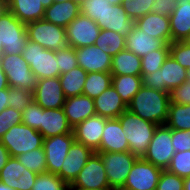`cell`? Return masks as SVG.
<instances>
[{
	"mask_svg": "<svg viewBox=\"0 0 190 190\" xmlns=\"http://www.w3.org/2000/svg\"><path fill=\"white\" fill-rule=\"evenodd\" d=\"M169 104V93L142 86L127 105V109L144 120L164 125L168 119Z\"/></svg>",
	"mask_w": 190,
	"mask_h": 190,
	"instance_id": "obj_1",
	"label": "cell"
},
{
	"mask_svg": "<svg viewBox=\"0 0 190 190\" xmlns=\"http://www.w3.org/2000/svg\"><path fill=\"white\" fill-rule=\"evenodd\" d=\"M118 120L126 134L129 151L138 158L143 157L158 125L142 119L128 109L118 117Z\"/></svg>",
	"mask_w": 190,
	"mask_h": 190,
	"instance_id": "obj_2",
	"label": "cell"
},
{
	"mask_svg": "<svg viewBox=\"0 0 190 190\" xmlns=\"http://www.w3.org/2000/svg\"><path fill=\"white\" fill-rule=\"evenodd\" d=\"M186 79L187 69L169 54L159 70L142 76V86L170 93L173 88L179 87Z\"/></svg>",
	"mask_w": 190,
	"mask_h": 190,
	"instance_id": "obj_3",
	"label": "cell"
},
{
	"mask_svg": "<svg viewBox=\"0 0 190 190\" xmlns=\"http://www.w3.org/2000/svg\"><path fill=\"white\" fill-rule=\"evenodd\" d=\"M10 157L43 147L44 137L33 128L21 123L12 126L0 139Z\"/></svg>",
	"mask_w": 190,
	"mask_h": 190,
	"instance_id": "obj_4",
	"label": "cell"
},
{
	"mask_svg": "<svg viewBox=\"0 0 190 190\" xmlns=\"http://www.w3.org/2000/svg\"><path fill=\"white\" fill-rule=\"evenodd\" d=\"M22 55L38 79L59 77L60 68L57 66L55 51L28 39Z\"/></svg>",
	"mask_w": 190,
	"mask_h": 190,
	"instance_id": "obj_5",
	"label": "cell"
},
{
	"mask_svg": "<svg viewBox=\"0 0 190 190\" xmlns=\"http://www.w3.org/2000/svg\"><path fill=\"white\" fill-rule=\"evenodd\" d=\"M0 64L6 74L9 87L34 90L39 79L33 74L22 54H1Z\"/></svg>",
	"mask_w": 190,
	"mask_h": 190,
	"instance_id": "obj_6",
	"label": "cell"
},
{
	"mask_svg": "<svg viewBox=\"0 0 190 190\" xmlns=\"http://www.w3.org/2000/svg\"><path fill=\"white\" fill-rule=\"evenodd\" d=\"M27 40L26 24L19 21L10 11L0 17L1 54H23Z\"/></svg>",
	"mask_w": 190,
	"mask_h": 190,
	"instance_id": "obj_7",
	"label": "cell"
},
{
	"mask_svg": "<svg viewBox=\"0 0 190 190\" xmlns=\"http://www.w3.org/2000/svg\"><path fill=\"white\" fill-rule=\"evenodd\" d=\"M101 156L105 172L112 190H121L137 156L130 151L125 152H96Z\"/></svg>",
	"mask_w": 190,
	"mask_h": 190,
	"instance_id": "obj_8",
	"label": "cell"
},
{
	"mask_svg": "<svg viewBox=\"0 0 190 190\" xmlns=\"http://www.w3.org/2000/svg\"><path fill=\"white\" fill-rule=\"evenodd\" d=\"M28 39L45 49L57 51L67 46L65 28L40 19L26 24Z\"/></svg>",
	"mask_w": 190,
	"mask_h": 190,
	"instance_id": "obj_9",
	"label": "cell"
},
{
	"mask_svg": "<svg viewBox=\"0 0 190 190\" xmlns=\"http://www.w3.org/2000/svg\"><path fill=\"white\" fill-rule=\"evenodd\" d=\"M174 154L175 151L172 145L171 128L166 124L158 125L147 151L142 158L149 163H152L154 166L166 170L169 167Z\"/></svg>",
	"mask_w": 190,
	"mask_h": 190,
	"instance_id": "obj_10",
	"label": "cell"
},
{
	"mask_svg": "<svg viewBox=\"0 0 190 190\" xmlns=\"http://www.w3.org/2000/svg\"><path fill=\"white\" fill-rule=\"evenodd\" d=\"M69 189H111L101 156L94 152Z\"/></svg>",
	"mask_w": 190,
	"mask_h": 190,
	"instance_id": "obj_11",
	"label": "cell"
},
{
	"mask_svg": "<svg viewBox=\"0 0 190 190\" xmlns=\"http://www.w3.org/2000/svg\"><path fill=\"white\" fill-rule=\"evenodd\" d=\"M162 169L137 158L121 190H156Z\"/></svg>",
	"mask_w": 190,
	"mask_h": 190,
	"instance_id": "obj_12",
	"label": "cell"
},
{
	"mask_svg": "<svg viewBox=\"0 0 190 190\" xmlns=\"http://www.w3.org/2000/svg\"><path fill=\"white\" fill-rule=\"evenodd\" d=\"M101 28L89 17L80 13L66 28L67 45L74 49L94 45Z\"/></svg>",
	"mask_w": 190,
	"mask_h": 190,
	"instance_id": "obj_13",
	"label": "cell"
},
{
	"mask_svg": "<svg viewBox=\"0 0 190 190\" xmlns=\"http://www.w3.org/2000/svg\"><path fill=\"white\" fill-rule=\"evenodd\" d=\"M75 141L73 133L44 138L43 149L46 156L47 172L58 174L68 154V150Z\"/></svg>",
	"mask_w": 190,
	"mask_h": 190,
	"instance_id": "obj_14",
	"label": "cell"
},
{
	"mask_svg": "<svg viewBox=\"0 0 190 190\" xmlns=\"http://www.w3.org/2000/svg\"><path fill=\"white\" fill-rule=\"evenodd\" d=\"M33 100L43 109L63 108L66 97L59 77L39 79L33 90Z\"/></svg>",
	"mask_w": 190,
	"mask_h": 190,
	"instance_id": "obj_15",
	"label": "cell"
},
{
	"mask_svg": "<svg viewBox=\"0 0 190 190\" xmlns=\"http://www.w3.org/2000/svg\"><path fill=\"white\" fill-rule=\"evenodd\" d=\"M93 153L88 146L74 141L57 175L70 186Z\"/></svg>",
	"mask_w": 190,
	"mask_h": 190,
	"instance_id": "obj_16",
	"label": "cell"
},
{
	"mask_svg": "<svg viewBox=\"0 0 190 190\" xmlns=\"http://www.w3.org/2000/svg\"><path fill=\"white\" fill-rule=\"evenodd\" d=\"M38 174L25 168L16 157H10L0 171V181L15 190H31Z\"/></svg>",
	"mask_w": 190,
	"mask_h": 190,
	"instance_id": "obj_17",
	"label": "cell"
},
{
	"mask_svg": "<svg viewBox=\"0 0 190 190\" xmlns=\"http://www.w3.org/2000/svg\"><path fill=\"white\" fill-rule=\"evenodd\" d=\"M107 119L99 115H94L76 125L72 128L75 141L88 146L96 152L100 148Z\"/></svg>",
	"mask_w": 190,
	"mask_h": 190,
	"instance_id": "obj_18",
	"label": "cell"
},
{
	"mask_svg": "<svg viewBox=\"0 0 190 190\" xmlns=\"http://www.w3.org/2000/svg\"><path fill=\"white\" fill-rule=\"evenodd\" d=\"M77 64L87 73L110 72L112 67V56L105 53L96 45L84 46L75 49Z\"/></svg>",
	"mask_w": 190,
	"mask_h": 190,
	"instance_id": "obj_19",
	"label": "cell"
},
{
	"mask_svg": "<svg viewBox=\"0 0 190 190\" xmlns=\"http://www.w3.org/2000/svg\"><path fill=\"white\" fill-rule=\"evenodd\" d=\"M53 0H8V10L22 23L28 24L43 19L45 8Z\"/></svg>",
	"mask_w": 190,
	"mask_h": 190,
	"instance_id": "obj_20",
	"label": "cell"
},
{
	"mask_svg": "<svg viewBox=\"0 0 190 190\" xmlns=\"http://www.w3.org/2000/svg\"><path fill=\"white\" fill-rule=\"evenodd\" d=\"M63 110L72 128L85 119L96 115L94 99L84 94L67 97L63 105Z\"/></svg>",
	"mask_w": 190,
	"mask_h": 190,
	"instance_id": "obj_21",
	"label": "cell"
},
{
	"mask_svg": "<svg viewBox=\"0 0 190 190\" xmlns=\"http://www.w3.org/2000/svg\"><path fill=\"white\" fill-rule=\"evenodd\" d=\"M129 151V143L118 118L107 119L103 130L100 148L96 152Z\"/></svg>",
	"mask_w": 190,
	"mask_h": 190,
	"instance_id": "obj_22",
	"label": "cell"
},
{
	"mask_svg": "<svg viewBox=\"0 0 190 190\" xmlns=\"http://www.w3.org/2000/svg\"><path fill=\"white\" fill-rule=\"evenodd\" d=\"M38 131L44 138L73 133L63 108L43 109L41 107L40 129Z\"/></svg>",
	"mask_w": 190,
	"mask_h": 190,
	"instance_id": "obj_23",
	"label": "cell"
},
{
	"mask_svg": "<svg viewBox=\"0 0 190 190\" xmlns=\"http://www.w3.org/2000/svg\"><path fill=\"white\" fill-rule=\"evenodd\" d=\"M135 25L149 36L171 44L170 19L150 12L135 21Z\"/></svg>",
	"mask_w": 190,
	"mask_h": 190,
	"instance_id": "obj_24",
	"label": "cell"
},
{
	"mask_svg": "<svg viewBox=\"0 0 190 190\" xmlns=\"http://www.w3.org/2000/svg\"><path fill=\"white\" fill-rule=\"evenodd\" d=\"M171 43L184 41L190 36V0H178L169 16Z\"/></svg>",
	"mask_w": 190,
	"mask_h": 190,
	"instance_id": "obj_25",
	"label": "cell"
},
{
	"mask_svg": "<svg viewBox=\"0 0 190 190\" xmlns=\"http://www.w3.org/2000/svg\"><path fill=\"white\" fill-rule=\"evenodd\" d=\"M96 115L105 118H118L125 110L127 105L121 99L113 85L111 84L103 93L94 99Z\"/></svg>",
	"mask_w": 190,
	"mask_h": 190,
	"instance_id": "obj_26",
	"label": "cell"
},
{
	"mask_svg": "<svg viewBox=\"0 0 190 190\" xmlns=\"http://www.w3.org/2000/svg\"><path fill=\"white\" fill-rule=\"evenodd\" d=\"M135 21L130 19L122 4L108 7L103 14V29L119 33L127 37L132 31Z\"/></svg>",
	"mask_w": 190,
	"mask_h": 190,
	"instance_id": "obj_27",
	"label": "cell"
},
{
	"mask_svg": "<svg viewBox=\"0 0 190 190\" xmlns=\"http://www.w3.org/2000/svg\"><path fill=\"white\" fill-rule=\"evenodd\" d=\"M165 44L163 40L144 33L136 25L133 26L131 33L126 37V49L140 58L150 51L161 49Z\"/></svg>",
	"mask_w": 190,
	"mask_h": 190,
	"instance_id": "obj_28",
	"label": "cell"
},
{
	"mask_svg": "<svg viewBox=\"0 0 190 190\" xmlns=\"http://www.w3.org/2000/svg\"><path fill=\"white\" fill-rule=\"evenodd\" d=\"M80 13V5L69 0L45 8L43 19L66 28Z\"/></svg>",
	"mask_w": 190,
	"mask_h": 190,
	"instance_id": "obj_29",
	"label": "cell"
},
{
	"mask_svg": "<svg viewBox=\"0 0 190 190\" xmlns=\"http://www.w3.org/2000/svg\"><path fill=\"white\" fill-rule=\"evenodd\" d=\"M112 75L141 76V58L124 49L112 57Z\"/></svg>",
	"mask_w": 190,
	"mask_h": 190,
	"instance_id": "obj_30",
	"label": "cell"
},
{
	"mask_svg": "<svg viewBox=\"0 0 190 190\" xmlns=\"http://www.w3.org/2000/svg\"><path fill=\"white\" fill-rule=\"evenodd\" d=\"M87 74L86 71L77 66L69 72L59 75L61 88L66 98L78 96L83 93Z\"/></svg>",
	"mask_w": 190,
	"mask_h": 190,
	"instance_id": "obj_31",
	"label": "cell"
},
{
	"mask_svg": "<svg viewBox=\"0 0 190 190\" xmlns=\"http://www.w3.org/2000/svg\"><path fill=\"white\" fill-rule=\"evenodd\" d=\"M112 85L128 105L142 87V76L112 75Z\"/></svg>",
	"mask_w": 190,
	"mask_h": 190,
	"instance_id": "obj_32",
	"label": "cell"
},
{
	"mask_svg": "<svg viewBox=\"0 0 190 190\" xmlns=\"http://www.w3.org/2000/svg\"><path fill=\"white\" fill-rule=\"evenodd\" d=\"M112 84V74L110 72H90L84 84V95L95 99Z\"/></svg>",
	"mask_w": 190,
	"mask_h": 190,
	"instance_id": "obj_33",
	"label": "cell"
},
{
	"mask_svg": "<svg viewBox=\"0 0 190 190\" xmlns=\"http://www.w3.org/2000/svg\"><path fill=\"white\" fill-rule=\"evenodd\" d=\"M94 45L113 57L118 52L126 49V37L113 31L101 29Z\"/></svg>",
	"mask_w": 190,
	"mask_h": 190,
	"instance_id": "obj_34",
	"label": "cell"
},
{
	"mask_svg": "<svg viewBox=\"0 0 190 190\" xmlns=\"http://www.w3.org/2000/svg\"><path fill=\"white\" fill-rule=\"evenodd\" d=\"M166 125L175 130H189L190 104L178 105L170 102Z\"/></svg>",
	"mask_w": 190,
	"mask_h": 190,
	"instance_id": "obj_35",
	"label": "cell"
},
{
	"mask_svg": "<svg viewBox=\"0 0 190 190\" xmlns=\"http://www.w3.org/2000/svg\"><path fill=\"white\" fill-rule=\"evenodd\" d=\"M169 55V44H165L161 49L150 51L141 57V76L154 73L164 64Z\"/></svg>",
	"mask_w": 190,
	"mask_h": 190,
	"instance_id": "obj_36",
	"label": "cell"
},
{
	"mask_svg": "<svg viewBox=\"0 0 190 190\" xmlns=\"http://www.w3.org/2000/svg\"><path fill=\"white\" fill-rule=\"evenodd\" d=\"M28 170L41 174L47 172L46 156L43 147L16 156Z\"/></svg>",
	"mask_w": 190,
	"mask_h": 190,
	"instance_id": "obj_37",
	"label": "cell"
},
{
	"mask_svg": "<svg viewBox=\"0 0 190 190\" xmlns=\"http://www.w3.org/2000/svg\"><path fill=\"white\" fill-rule=\"evenodd\" d=\"M111 6L107 0H86L80 5V12L103 29V14Z\"/></svg>",
	"mask_w": 190,
	"mask_h": 190,
	"instance_id": "obj_38",
	"label": "cell"
},
{
	"mask_svg": "<svg viewBox=\"0 0 190 190\" xmlns=\"http://www.w3.org/2000/svg\"><path fill=\"white\" fill-rule=\"evenodd\" d=\"M69 187L57 174L43 172L38 174L31 190H69Z\"/></svg>",
	"mask_w": 190,
	"mask_h": 190,
	"instance_id": "obj_39",
	"label": "cell"
},
{
	"mask_svg": "<svg viewBox=\"0 0 190 190\" xmlns=\"http://www.w3.org/2000/svg\"><path fill=\"white\" fill-rule=\"evenodd\" d=\"M7 98L9 99L8 107L21 112L34 101L33 91L19 87H9Z\"/></svg>",
	"mask_w": 190,
	"mask_h": 190,
	"instance_id": "obj_40",
	"label": "cell"
},
{
	"mask_svg": "<svg viewBox=\"0 0 190 190\" xmlns=\"http://www.w3.org/2000/svg\"><path fill=\"white\" fill-rule=\"evenodd\" d=\"M154 0H124L122 7L128 17L134 21L152 12Z\"/></svg>",
	"mask_w": 190,
	"mask_h": 190,
	"instance_id": "obj_41",
	"label": "cell"
},
{
	"mask_svg": "<svg viewBox=\"0 0 190 190\" xmlns=\"http://www.w3.org/2000/svg\"><path fill=\"white\" fill-rule=\"evenodd\" d=\"M167 170L179 177L190 176V151L175 152Z\"/></svg>",
	"mask_w": 190,
	"mask_h": 190,
	"instance_id": "obj_42",
	"label": "cell"
},
{
	"mask_svg": "<svg viewBox=\"0 0 190 190\" xmlns=\"http://www.w3.org/2000/svg\"><path fill=\"white\" fill-rule=\"evenodd\" d=\"M55 57L58 63L57 66L60 68V75L69 72L78 66L76 51L71 46L67 45L64 48L55 51Z\"/></svg>",
	"mask_w": 190,
	"mask_h": 190,
	"instance_id": "obj_43",
	"label": "cell"
},
{
	"mask_svg": "<svg viewBox=\"0 0 190 190\" xmlns=\"http://www.w3.org/2000/svg\"><path fill=\"white\" fill-rule=\"evenodd\" d=\"M169 54L185 69H190V47L183 41L169 44Z\"/></svg>",
	"mask_w": 190,
	"mask_h": 190,
	"instance_id": "obj_44",
	"label": "cell"
},
{
	"mask_svg": "<svg viewBox=\"0 0 190 190\" xmlns=\"http://www.w3.org/2000/svg\"><path fill=\"white\" fill-rule=\"evenodd\" d=\"M22 123L21 111L7 107L0 113V139L14 125Z\"/></svg>",
	"mask_w": 190,
	"mask_h": 190,
	"instance_id": "obj_45",
	"label": "cell"
},
{
	"mask_svg": "<svg viewBox=\"0 0 190 190\" xmlns=\"http://www.w3.org/2000/svg\"><path fill=\"white\" fill-rule=\"evenodd\" d=\"M184 178L162 170L156 190H183Z\"/></svg>",
	"mask_w": 190,
	"mask_h": 190,
	"instance_id": "obj_46",
	"label": "cell"
},
{
	"mask_svg": "<svg viewBox=\"0 0 190 190\" xmlns=\"http://www.w3.org/2000/svg\"><path fill=\"white\" fill-rule=\"evenodd\" d=\"M22 123L30 128L39 130L41 119V106L35 101L30 103L24 111L21 112Z\"/></svg>",
	"mask_w": 190,
	"mask_h": 190,
	"instance_id": "obj_47",
	"label": "cell"
},
{
	"mask_svg": "<svg viewBox=\"0 0 190 190\" xmlns=\"http://www.w3.org/2000/svg\"><path fill=\"white\" fill-rule=\"evenodd\" d=\"M172 145L175 152L190 151V129H171Z\"/></svg>",
	"mask_w": 190,
	"mask_h": 190,
	"instance_id": "obj_48",
	"label": "cell"
},
{
	"mask_svg": "<svg viewBox=\"0 0 190 190\" xmlns=\"http://www.w3.org/2000/svg\"><path fill=\"white\" fill-rule=\"evenodd\" d=\"M169 95L172 103L178 105L190 104V81H185L179 87L173 88Z\"/></svg>",
	"mask_w": 190,
	"mask_h": 190,
	"instance_id": "obj_49",
	"label": "cell"
},
{
	"mask_svg": "<svg viewBox=\"0 0 190 190\" xmlns=\"http://www.w3.org/2000/svg\"><path fill=\"white\" fill-rule=\"evenodd\" d=\"M176 7V1L174 0H154L152 5V12L157 13L160 16L169 17Z\"/></svg>",
	"mask_w": 190,
	"mask_h": 190,
	"instance_id": "obj_50",
	"label": "cell"
},
{
	"mask_svg": "<svg viewBox=\"0 0 190 190\" xmlns=\"http://www.w3.org/2000/svg\"><path fill=\"white\" fill-rule=\"evenodd\" d=\"M10 158L7 148L0 142V171Z\"/></svg>",
	"mask_w": 190,
	"mask_h": 190,
	"instance_id": "obj_51",
	"label": "cell"
},
{
	"mask_svg": "<svg viewBox=\"0 0 190 190\" xmlns=\"http://www.w3.org/2000/svg\"><path fill=\"white\" fill-rule=\"evenodd\" d=\"M8 88L0 90V113L8 107Z\"/></svg>",
	"mask_w": 190,
	"mask_h": 190,
	"instance_id": "obj_52",
	"label": "cell"
},
{
	"mask_svg": "<svg viewBox=\"0 0 190 190\" xmlns=\"http://www.w3.org/2000/svg\"><path fill=\"white\" fill-rule=\"evenodd\" d=\"M9 88L7 77L0 64V90Z\"/></svg>",
	"mask_w": 190,
	"mask_h": 190,
	"instance_id": "obj_53",
	"label": "cell"
},
{
	"mask_svg": "<svg viewBox=\"0 0 190 190\" xmlns=\"http://www.w3.org/2000/svg\"><path fill=\"white\" fill-rule=\"evenodd\" d=\"M8 11V0H0V17Z\"/></svg>",
	"mask_w": 190,
	"mask_h": 190,
	"instance_id": "obj_54",
	"label": "cell"
},
{
	"mask_svg": "<svg viewBox=\"0 0 190 190\" xmlns=\"http://www.w3.org/2000/svg\"><path fill=\"white\" fill-rule=\"evenodd\" d=\"M183 190H190V176L184 178Z\"/></svg>",
	"mask_w": 190,
	"mask_h": 190,
	"instance_id": "obj_55",
	"label": "cell"
},
{
	"mask_svg": "<svg viewBox=\"0 0 190 190\" xmlns=\"http://www.w3.org/2000/svg\"><path fill=\"white\" fill-rule=\"evenodd\" d=\"M0 190H15V189L9 187L8 185L0 181Z\"/></svg>",
	"mask_w": 190,
	"mask_h": 190,
	"instance_id": "obj_56",
	"label": "cell"
},
{
	"mask_svg": "<svg viewBox=\"0 0 190 190\" xmlns=\"http://www.w3.org/2000/svg\"><path fill=\"white\" fill-rule=\"evenodd\" d=\"M107 1H109L110 5H119L122 4L124 0H107Z\"/></svg>",
	"mask_w": 190,
	"mask_h": 190,
	"instance_id": "obj_57",
	"label": "cell"
},
{
	"mask_svg": "<svg viewBox=\"0 0 190 190\" xmlns=\"http://www.w3.org/2000/svg\"><path fill=\"white\" fill-rule=\"evenodd\" d=\"M183 42L190 47V36L187 37Z\"/></svg>",
	"mask_w": 190,
	"mask_h": 190,
	"instance_id": "obj_58",
	"label": "cell"
},
{
	"mask_svg": "<svg viewBox=\"0 0 190 190\" xmlns=\"http://www.w3.org/2000/svg\"><path fill=\"white\" fill-rule=\"evenodd\" d=\"M69 190H112V189H69Z\"/></svg>",
	"mask_w": 190,
	"mask_h": 190,
	"instance_id": "obj_59",
	"label": "cell"
},
{
	"mask_svg": "<svg viewBox=\"0 0 190 190\" xmlns=\"http://www.w3.org/2000/svg\"><path fill=\"white\" fill-rule=\"evenodd\" d=\"M73 2L81 5L83 2H85L86 0H72Z\"/></svg>",
	"mask_w": 190,
	"mask_h": 190,
	"instance_id": "obj_60",
	"label": "cell"
},
{
	"mask_svg": "<svg viewBox=\"0 0 190 190\" xmlns=\"http://www.w3.org/2000/svg\"><path fill=\"white\" fill-rule=\"evenodd\" d=\"M66 1H69V0H53V3H61V2H66Z\"/></svg>",
	"mask_w": 190,
	"mask_h": 190,
	"instance_id": "obj_61",
	"label": "cell"
},
{
	"mask_svg": "<svg viewBox=\"0 0 190 190\" xmlns=\"http://www.w3.org/2000/svg\"><path fill=\"white\" fill-rule=\"evenodd\" d=\"M186 81H190V69L187 70V79Z\"/></svg>",
	"mask_w": 190,
	"mask_h": 190,
	"instance_id": "obj_62",
	"label": "cell"
},
{
	"mask_svg": "<svg viewBox=\"0 0 190 190\" xmlns=\"http://www.w3.org/2000/svg\"><path fill=\"white\" fill-rule=\"evenodd\" d=\"M1 53H2V46H0V56H1Z\"/></svg>",
	"mask_w": 190,
	"mask_h": 190,
	"instance_id": "obj_63",
	"label": "cell"
}]
</instances>
